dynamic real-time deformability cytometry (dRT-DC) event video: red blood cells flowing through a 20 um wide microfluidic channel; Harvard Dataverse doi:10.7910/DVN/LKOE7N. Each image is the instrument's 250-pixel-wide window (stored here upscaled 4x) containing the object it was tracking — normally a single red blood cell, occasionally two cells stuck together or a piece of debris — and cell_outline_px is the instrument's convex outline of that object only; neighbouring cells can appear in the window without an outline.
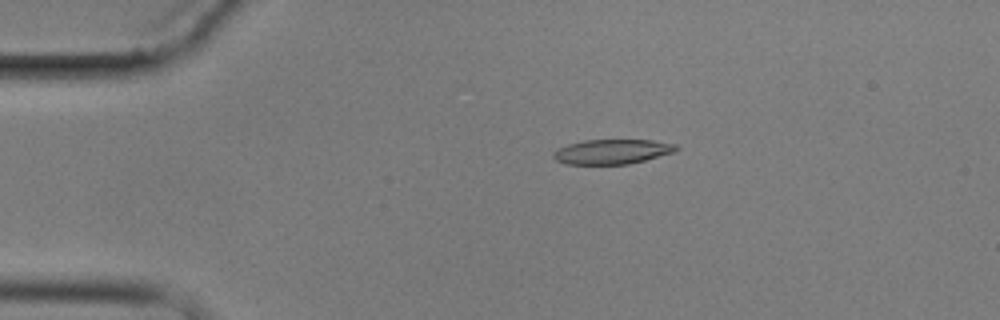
{"species": "common noctule bat (a hibernating species)", "species_latin": "Nyctalus noctula", "temperature_condition": "cold", "stored_images_in_passage": 4, "camera_frame_rate_fps": 3000, "um_per_image_px": 0.085, "animal": {"sex": "male", "body_mass_g": 17.9}, "frame": {"image": 1, "passage_image": 3, "time_ms": 2.333, "image_size_px": [1000, 320], "cell_outline_px": [[680, 148], [676, 152], [628, 164], [564, 164], [556, 160], [552, 156], [552, 152], [568, 144], [584, 140], [652, 140], [676, 144]], "centroid_in_image_um": [52.05, 12.89], "position_along_channel_um": 33.0, "area_um2": 17.74}}